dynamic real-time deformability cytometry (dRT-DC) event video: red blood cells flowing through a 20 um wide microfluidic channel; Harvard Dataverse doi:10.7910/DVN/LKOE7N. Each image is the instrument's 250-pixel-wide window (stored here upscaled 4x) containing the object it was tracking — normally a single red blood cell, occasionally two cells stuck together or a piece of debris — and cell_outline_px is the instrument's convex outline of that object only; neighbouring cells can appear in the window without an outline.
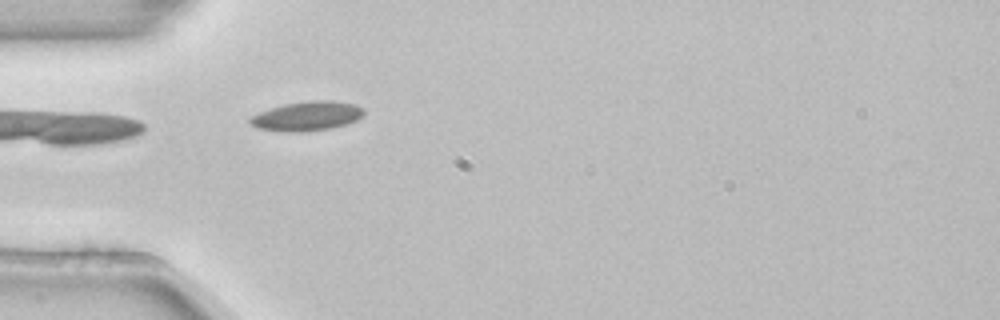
{"species": "common noctule bat (a hibernating species)", "species_latin": "Nyctalus noctula", "temperature_condition": "room temperature", "stored_images_in_passage": 5, "camera_frame_rate_fps": 3000, "um_per_image_px": 0.085, "animal": {"sex": "female", "body_mass_g": 22.7, "forearm_length_mm": 54.2}, "frame": {"image": 1, "passage_image": 5, "time_ms": 1.333, "image_size_px": [1000, 320], "cell_outline_px": [[364, 116], [348, 124], [332, 128], [304, 132], [284, 132], [256, 128], [248, 124], [248, 116], [268, 108], [284, 104], [308, 100], [332, 100], [356, 104], [364, 108]], "centroid_in_image_um": [26.06, 9.87], "position_along_channel_um": 58.9, "area_um2": 20.11}}